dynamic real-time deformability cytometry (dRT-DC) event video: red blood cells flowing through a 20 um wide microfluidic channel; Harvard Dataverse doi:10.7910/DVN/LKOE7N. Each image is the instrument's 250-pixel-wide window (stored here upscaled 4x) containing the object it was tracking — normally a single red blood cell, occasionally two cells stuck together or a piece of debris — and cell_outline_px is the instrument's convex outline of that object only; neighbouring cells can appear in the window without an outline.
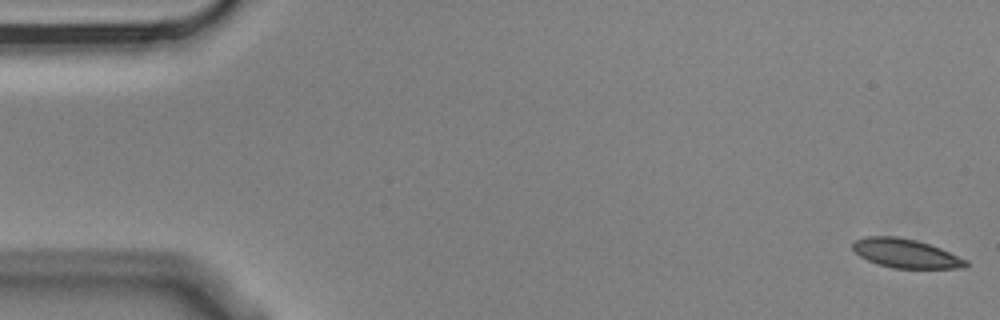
{"species": "Egyptian fruit bat (a non-hibernating species)", "species_latin": "Rousettus aegyptiacus", "temperature_condition": "cold", "stored_images_in_passage": 5, "segment_of_instrument_passage": [1, 2], "camera_frame_rate_fps": 3000, "um_per_image_px": 0.085, "animal": {"sex": "male"}, "frame": {"image": 1, "passage_image": 1, "time_ms": 0.0, "image_size_px": [1000, 320], "cell_outline_px": [[968, 264], [964, 268], [892, 268], [876, 264], [860, 256], [852, 248], [852, 244], [856, 240], [864, 236], [896, 236], [916, 240], [940, 248], [968, 260]], "centroid_in_image_um": [76.98, 21.54], "position_along_channel_um": 8.0, "area_um2": 19.07}}
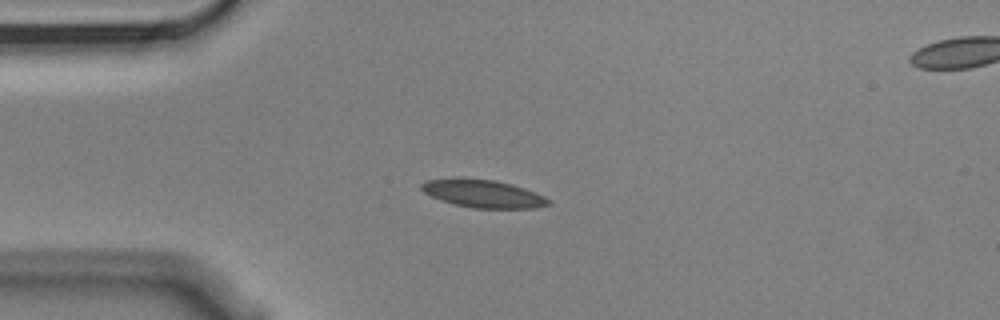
{"frame": {"image": 2, "passage_image": 4, "time_ms": 1.0, "image_size_px": [1000, 320], "cell_outline_px": [[552, 204], [536, 208], [472, 208], [452, 204], [440, 200], [424, 192], [420, 188], [420, 184], [424, 180], [496, 180], [512, 184], [524, 188], [544, 196], [552, 200]], "centroid_in_image_um": [41.13, 16.5], "position_along_channel_um": 43.9, "area_um2": 20.17}}